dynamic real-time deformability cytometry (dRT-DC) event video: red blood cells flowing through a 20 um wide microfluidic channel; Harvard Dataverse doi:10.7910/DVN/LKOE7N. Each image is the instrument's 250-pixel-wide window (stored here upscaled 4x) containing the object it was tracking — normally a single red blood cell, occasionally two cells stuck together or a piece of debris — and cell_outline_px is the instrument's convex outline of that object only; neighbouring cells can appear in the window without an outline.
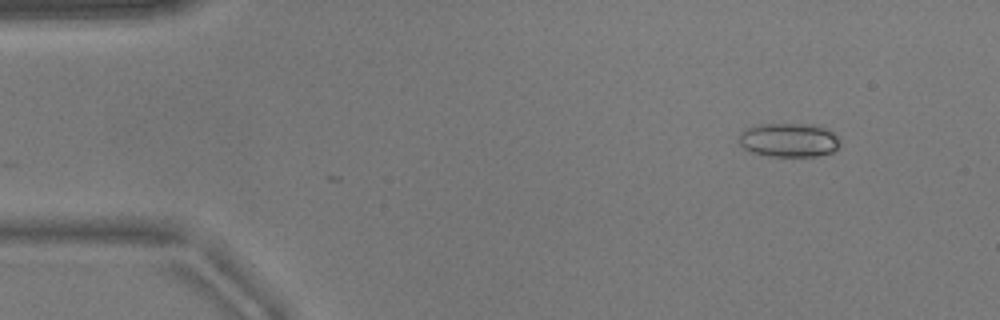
{"species": "common noctule bat (a hibernating species)", "species_latin": "Nyctalus noctula", "temperature_condition": "warm", "stored_images_in_passage": 43, "camera_frame_rate_fps": 3000, "um_per_image_px": 0.085, "animal": {"sex": "male", "body_mass_g": 17.9}, "frame": {"image": 1, "passage_image": 2, "time_ms": 0.333, "image_size_px": [1000, 320], "cell_outline_px": [[840, 144], [832, 152], [816, 156], [768, 156], [748, 152], [740, 144], [740, 136], [748, 128], [760, 124], [812, 124], [828, 128], [836, 136]], "centroid_in_image_um": [67.07, 11.91], "position_along_channel_um": 17.9, "area_um2": 19.88}}
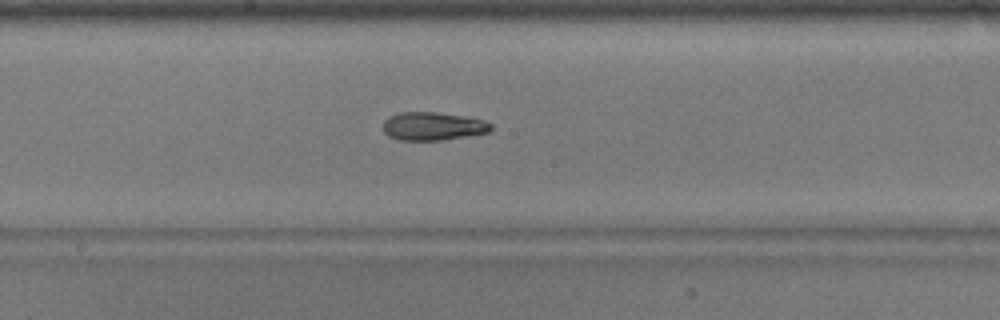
{"frame": {"image": 2, "passage_image": 24, "time_ms": 7.667, "image_size_px": [1000, 320], "cell_outline_px": [[492, 128], [488, 132], [444, 140], [396, 140], [388, 136], [384, 132], [384, 120], [388, 116], [400, 112], [436, 112], [472, 116], [484, 120], [492, 124]], "centroid_in_image_um": [36.81, 10.72], "position_along_channel_um": 211.4, "area_um2": 18.03}}
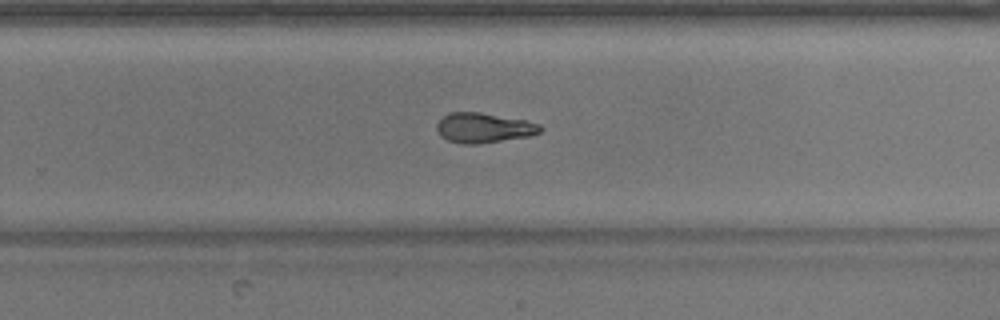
{"frame": {"image": 3, "passage_image": 30, "time_ms": 9.667, "image_size_px": [1000, 320], "cell_outline_px": [[544, 128], [540, 132], [532, 136], [476, 144], [460, 144], [448, 140], [440, 136], [436, 128], [436, 124], [448, 112], [480, 112], [524, 120], [540, 124]], "centroid_in_image_um": [41.12, 10.87], "position_along_channel_um": 288.7, "area_um2": 18.15}, "authors_computed_cell_mechanics": {"area_um2": 18.2648, "velocity_mm_per_s": 3.8796, "shape_relaxation_time_tau1_ms": null, "shape_relaxation_time_tau2_ms": 5.4278, "deformation_change_tau1": null, "deformation_change_tau2": 0.1568}}